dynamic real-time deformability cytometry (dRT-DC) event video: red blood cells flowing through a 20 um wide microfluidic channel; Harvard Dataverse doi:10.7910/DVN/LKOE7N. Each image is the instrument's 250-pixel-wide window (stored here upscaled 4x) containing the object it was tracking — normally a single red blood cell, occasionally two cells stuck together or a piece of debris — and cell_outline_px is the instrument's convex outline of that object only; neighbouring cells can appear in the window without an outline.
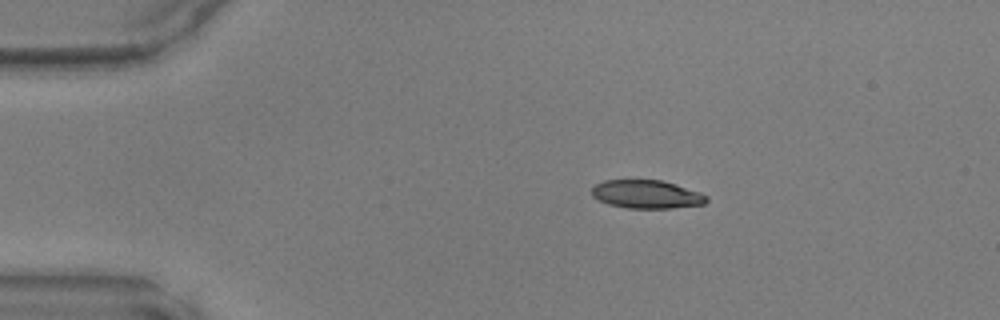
{"species": "common noctule bat (a hibernating species)", "species_latin": "Nyctalus noctula", "temperature_condition": "warm", "stored_images_in_passage": 40, "camera_frame_rate_fps": 3000, "um_per_image_px": 0.085, "animal": {"sex": "male", "body_mass_g": 17.9, "forearm_length_mm": 54.2}, "frame": {"image": 1, "passage_image": 1, "time_ms": 0.0, "image_size_px": [1000, 320], "cell_outline_px": [[708, 200], [704, 204], [672, 208], [628, 208], [608, 204], [592, 196], [592, 188], [596, 184], [604, 180], [660, 180], [676, 184], [700, 192], [708, 196]], "centroid_in_image_um": [54.98, 16.51], "position_along_channel_um": 30.0, "area_um2": 18.9}}
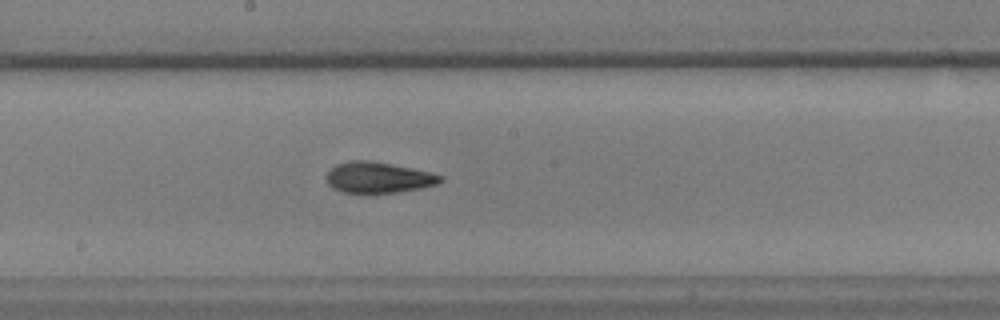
{"frame": {"image": 2, "passage_image": 18, "time_ms": 5.667, "image_size_px": [1000, 320], "cell_outline_px": [[444, 180], [436, 184], [420, 188], [396, 192], [344, 192], [332, 188], [328, 184], [328, 172], [336, 164], [352, 160], [368, 160], [392, 164], [412, 168], [444, 176]], "centroid_in_image_um": [32.17, 15.07], "position_along_channel_um": 216.0, "area_um2": 20.17}}
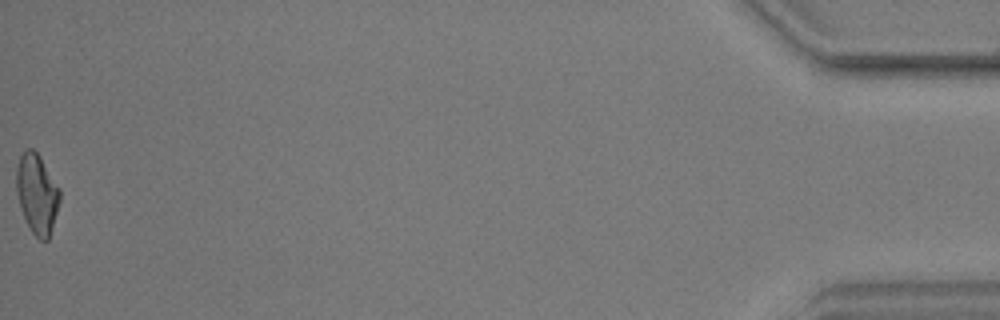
{"frame": {"image": 3, "passage_image": 40, "time_ms": 13.0, "image_size_px": [1000, 320], "cell_outline_px": [[60, 200], [48, 240], [40, 240], [32, 232], [20, 208], [16, 192], [16, 168], [20, 156], [24, 148], [32, 148], [40, 156], [60, 188]], "centroid_in_image_um": [3.13, 16.43], "position_along_channel_um": 432.1, "area_um2": 20.17}}